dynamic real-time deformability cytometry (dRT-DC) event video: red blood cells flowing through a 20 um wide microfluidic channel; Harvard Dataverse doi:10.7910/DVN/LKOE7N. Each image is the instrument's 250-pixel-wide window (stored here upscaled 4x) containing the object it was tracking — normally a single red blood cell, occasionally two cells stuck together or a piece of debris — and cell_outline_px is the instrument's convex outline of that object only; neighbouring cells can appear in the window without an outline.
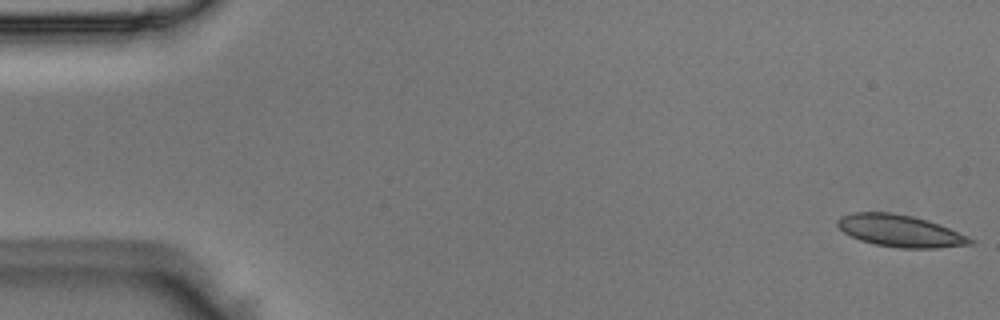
{"species": "Egyptian fruit bat (a non-hibernating species)", "species_latin": "Rousettus aegyptiacus", "temperature_condition": "room temperature", "stored_images_in_passage": 9, "camera_frame_rate_fps": 3000, "um_per_image_px": 0.085, "animal": {"sex": "male"}, "frame": {"image": 1, "passage_image": 1, "time_ms": 0.0, "image_size_px": [1000, 320], "cell_outline_px": [[976, 244], [936, 248], [900, 248], [876, 244], [860, 240], [844, 232], [836, 224], [836, 220], [840, 216], [852, 212], [892, 212], [912, 216], [928, 220], [940, 224], [968, 236], [976, 240]], "centroid_in_image_um": [76.54, 19.62], "position_along_channel_um": 8.5, "area_um2": 24.91}}